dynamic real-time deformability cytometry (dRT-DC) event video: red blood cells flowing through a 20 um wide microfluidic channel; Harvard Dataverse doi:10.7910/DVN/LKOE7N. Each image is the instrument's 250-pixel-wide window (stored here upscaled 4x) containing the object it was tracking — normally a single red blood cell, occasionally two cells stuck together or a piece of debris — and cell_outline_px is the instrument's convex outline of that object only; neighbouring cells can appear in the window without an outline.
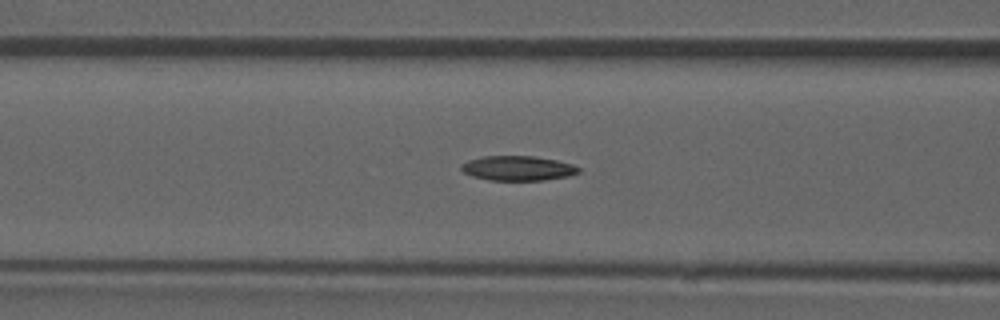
{"species": "common noctule bat (a hibernating species)", "species_latin": "Nyctalus noctula", "temperature_condition": "room temperature", "stored_images_in_passage": 29, "camera_frame_rate_fps": 3000, "um_per_image_px": 0.085, "animal": {"sex": "male", "forearm_length_mm": 52.5}, "frame": {"image": 1, "passage_image": 21, "time_ms": 6.667, "image_size_px": [1000, 320], "cell_outline_px": [[580, 172], [568, 176], [544, 180], [488, 180], [472, 176], [464, 172], [460, 168], [460, 164], [468, 160], [484, 156], [532, 156], [556, 160], [572, 164], [580, 168]], "centroid_in_image_um": [44.0, 14.3], "position_along_channel_um": 122.6, "area_um2": 16.88}}